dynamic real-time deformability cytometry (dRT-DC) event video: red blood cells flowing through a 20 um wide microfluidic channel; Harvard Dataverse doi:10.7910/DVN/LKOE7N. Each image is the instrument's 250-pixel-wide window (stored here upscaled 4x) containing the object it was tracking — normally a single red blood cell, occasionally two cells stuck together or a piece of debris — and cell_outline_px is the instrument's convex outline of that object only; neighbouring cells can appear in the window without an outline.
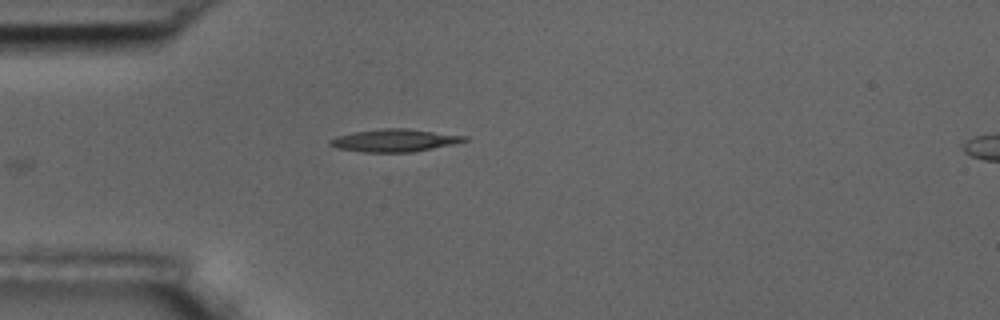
{"species": "common noctule bat (a hibernating species)", "species_latin": "Nyctalus noctula", "temperature_condition": "room temperature", "stored_images_in_passage": 6, "camera_frame_rate_fps": 3000, "um_per_image_px": 0.085, "animal": {"sex": "male", "body_mass_g": 17.5, "forearm_length_mm": 52.3}, "frame": {"image": 1, "passage_image": 6, "time_ms": 5.667, "image_size_px": [1000, 320], "cell_outline_px": [[468, 140], [452, 144], [412, 152], [364, 152], [336, 148], [328, 144], [328, 140], [336, 136], [352, 132], [384, 128], [408, 128], [468, 136]], "centroid_in_image_um": [33.5, 11.92], "position_along_channel_um": 51.5, "area_um2": 17.74}}